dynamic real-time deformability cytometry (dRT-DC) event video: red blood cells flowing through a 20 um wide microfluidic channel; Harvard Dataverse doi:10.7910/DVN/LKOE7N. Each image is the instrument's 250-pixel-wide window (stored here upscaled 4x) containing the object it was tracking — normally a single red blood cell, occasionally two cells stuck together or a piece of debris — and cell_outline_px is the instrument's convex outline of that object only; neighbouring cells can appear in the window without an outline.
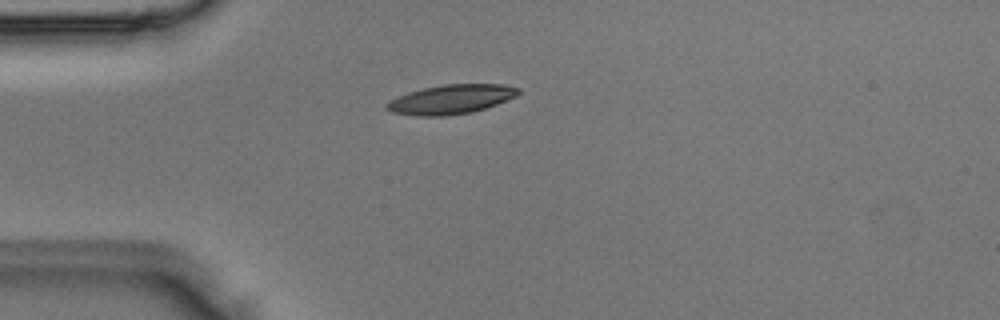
{"species": "Egyptian fruit bat (a non-hibernating species)", "species_latin": "Rousettus aegyptiacus", "temperature_condition": "room temperature", "stored_images_in_passage": 4, "camera_frame_rate_fps": 3000, "um_per_image_px": 0.085, "animal": {"sex": "male"}, "frame": {"image": 1, "passage_image": 2, "time_ms": 0.333, "image_size_px": [1000, 320], "cell_outline_px": [[520, 92], [516, 96], [496, 104], [472, 112], [444, 116], [420, 116], [392, 112], [384, 108], [384, 104], [388, 100], [408, 92], [424, 88], [444, 84], [500, 84], [520, 88]], "centroid_in_image_um": [38.29, 8.44], "position_along_channel_um": 46.7, "area_um2": 22.43}}
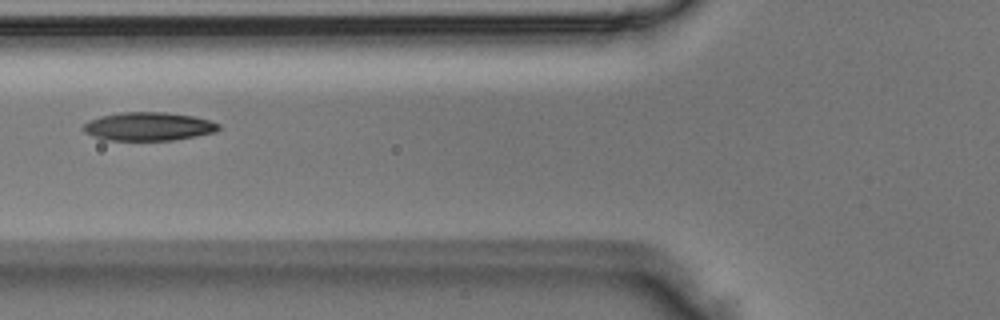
{"frame": {"image": 2, "passage_image": 4, "time_ms": 1.0, "image_size_px": [1000, 320], "cell_outline_px": [[220, 128], [216, 132], [176, 140], [104, 140], [92, 136], [84, 132], [80, 128], [88, 120], [100, 116], [120, 112], [164, 112], [192, 116], [208, 120], [220, 124]], "centroid_in_image_um": [12.58, 10.75], "position_along_channel_um": 113.2, "area_um2": 22.6}}